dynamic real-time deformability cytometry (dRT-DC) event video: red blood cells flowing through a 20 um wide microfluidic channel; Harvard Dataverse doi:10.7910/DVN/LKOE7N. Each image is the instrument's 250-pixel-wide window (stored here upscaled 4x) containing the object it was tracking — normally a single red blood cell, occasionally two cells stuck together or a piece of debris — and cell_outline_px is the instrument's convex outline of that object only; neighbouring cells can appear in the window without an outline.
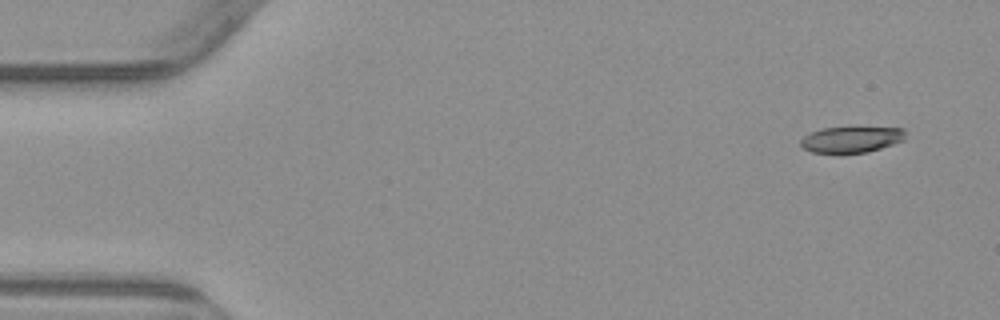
{"species": "common noctule bat (a hibernating species)", "species_latin": "Nyctalus noctula", "temperature_condition": "warm", "stored_images_in_passage": 4, "camera_frame_rate_fps": 3000, "um_per_image_px": 0.085, "animal": {"sex": "male", "body_mass_g": 23.1, "forearm_length_mm": 52.7}, "frame": {"image": 1, "passage_image": 1, "time_ms": 0.0, "image_size_px": [1000, 320], "cell_outline_px": [[904, 140], [868, 152], [840, 156], [812, 152], [804, 148], [800, 144], [800, 140], [804, 136], [820, 128], [904, 128]], "centroid_in_image_um": [72.29, 11.91], "position_along_channel_um": 12.7, "area_um2": 16.24}}
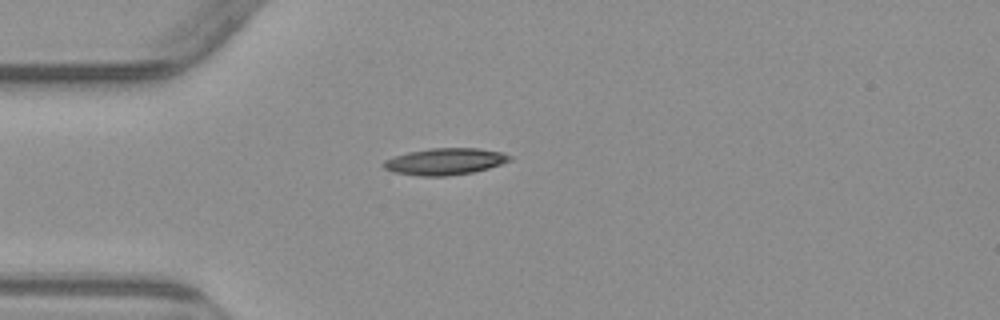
{"frame": {"image": 2, "passage_image": 4, "time_ms": 3.667, "image_size_px": [1000, 320], "cell_outline_px": [[512, 160], [488, 168], [472, 172], [448, 176], [420, 176], [392, 172], [384, 168], [384, 160], [392, 156], [408, 152], [432, 148], [476, 148], [500, 152], [512, 156]], "centroid_in_image_um": [37.8, 13.73], "position_along_channel_um": 47.2, "area_um2": 19.54}}